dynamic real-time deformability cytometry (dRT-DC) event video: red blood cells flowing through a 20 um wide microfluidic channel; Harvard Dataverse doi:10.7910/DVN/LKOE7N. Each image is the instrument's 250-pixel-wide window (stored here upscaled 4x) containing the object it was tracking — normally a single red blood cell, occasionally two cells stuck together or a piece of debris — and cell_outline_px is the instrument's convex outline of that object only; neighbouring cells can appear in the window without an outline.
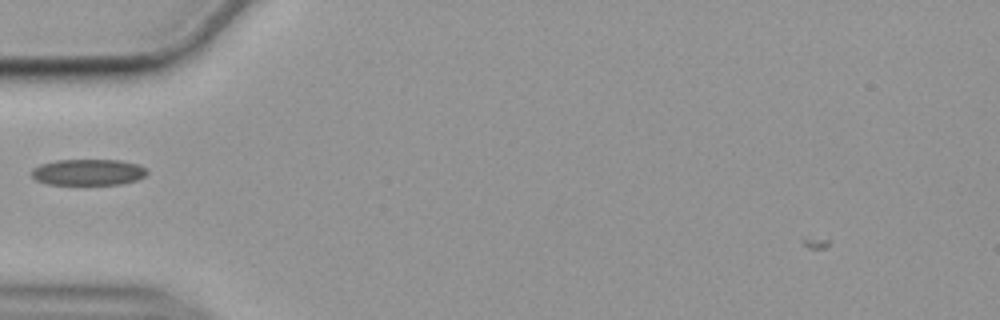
{"species": "common noctule bat (a hibernating species)", "species_latin": "Nyctalus noctula", "temperature_condition": "cold", "stored_images_in_passage": 40, "camera_frame_rate_fps": 3000, "um_per_image_px": 0.085, "animal": {"sex": "female", "body_mass_g": 19.9}, "frame": {"image": 1, "passage_image": 2, "time_ms": 0.333, "image_size_px": [1000, 320], "cell_outline_px": [[148, 172], [144, 176], [136, 180], [120, 184], [48, 184], [36, 180], [32, 176], [32, 168], [40, 164], [56, 160], [120, 160], [140, 164]], "centroid_in_image_um": [7.49, 14.63], "position_along_channel_um": 77.5, "area_um2": 17.57}}
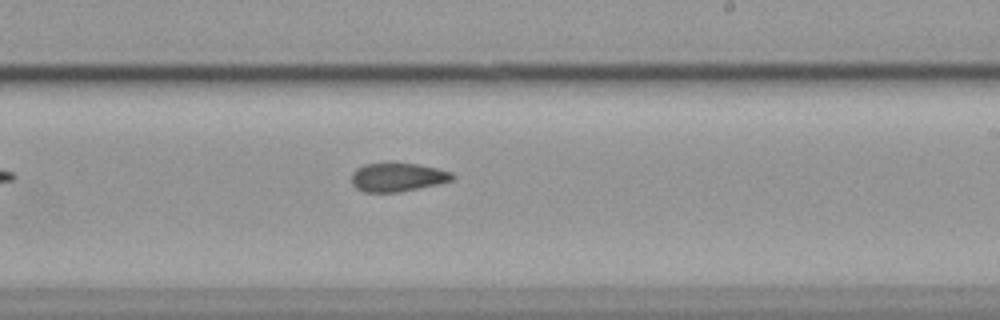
{"frame": {"image": 2, "passage_image": 17, "time_ms": 5.333, "image_size_px": [1000, 320], "cell_outline_px": [[456, 176], [452, 180], [436, 184], [396, 192], [364, 192], [356, 188], [352, 184], [352, 172], [356, 168], [364, 164], [416, 164], [436, 168], [452, 172]], "centroid_in_image_um": [33.77, 15.07], "position_along_channel_um": 255.2, "area_um2": 16.47}}
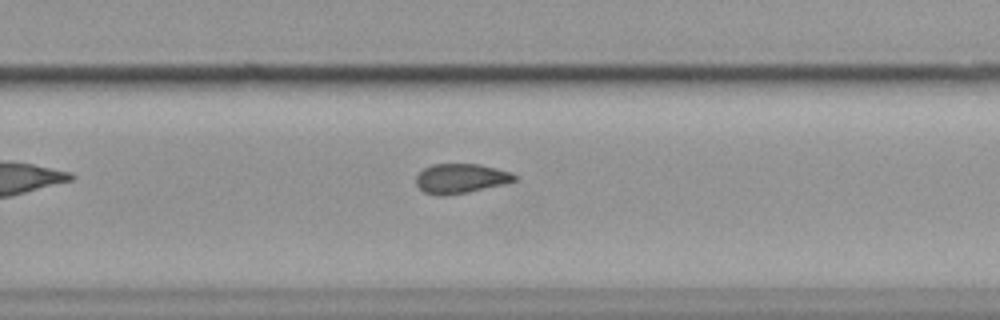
{"frame": {"image": 3, "passage_image": 20, "time_ms": 6.333, "image_size_px": [1000, 320], "cell_outline_px": [[516, 180], [504, 184], [468, 192], [444, 196], [436, 196], [424, 192], [416, 184], [416, 176], [424, 168], [432, 164], [480, 164], [512, 172], [516, 176]], "centroid_in_image_um": [39.15, 15.17], "position_along_channel_um": 290.6, "area_um2": 17.05}}